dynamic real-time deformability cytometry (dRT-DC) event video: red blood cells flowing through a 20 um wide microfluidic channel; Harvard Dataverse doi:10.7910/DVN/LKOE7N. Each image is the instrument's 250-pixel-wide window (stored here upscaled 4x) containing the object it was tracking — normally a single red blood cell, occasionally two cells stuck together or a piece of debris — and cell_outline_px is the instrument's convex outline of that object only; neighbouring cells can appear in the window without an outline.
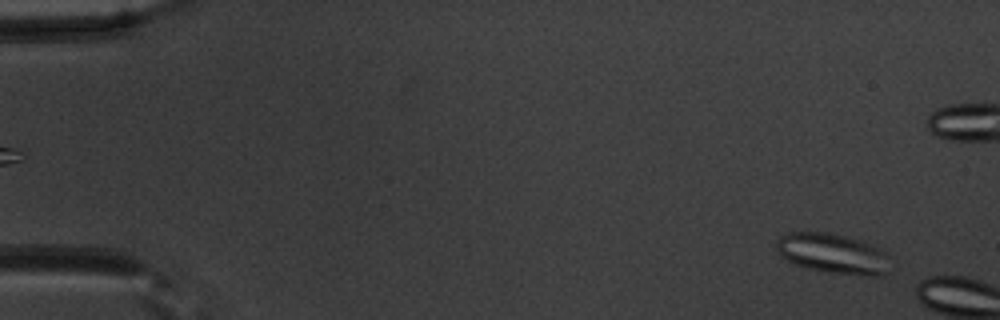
{"species": "common noctule bat (a hibernating species)", "species_latin": "Nyctalus noctula", "temperature_condition": "warm", "stored_images_in_passage": 8, "camera_frame_rate_fps": 3000, "um_per_image_px": 0.085, "animal": {"sex": "male", "body_mass_g": 20.1, "forearm_length_mm": 53.5}, "frame": {"image": 1, "passage_image": 4, "time_ms": 1.0, "image_size_px": [1000, 320], "cell_outline_px": [[892, 256], [888, 272], [884, 276], [864, 276], [832, 272], [808, 268], [796, 264], [788, 260], [776, 248], [776, 240], [780, 236], [788, 232], [824, 232], [864, 240], [884, 248]], "centroid_in_image_um": [70.93, 21.55], "position_along_channel_um": 14.1, "area_um2": 27.05}}